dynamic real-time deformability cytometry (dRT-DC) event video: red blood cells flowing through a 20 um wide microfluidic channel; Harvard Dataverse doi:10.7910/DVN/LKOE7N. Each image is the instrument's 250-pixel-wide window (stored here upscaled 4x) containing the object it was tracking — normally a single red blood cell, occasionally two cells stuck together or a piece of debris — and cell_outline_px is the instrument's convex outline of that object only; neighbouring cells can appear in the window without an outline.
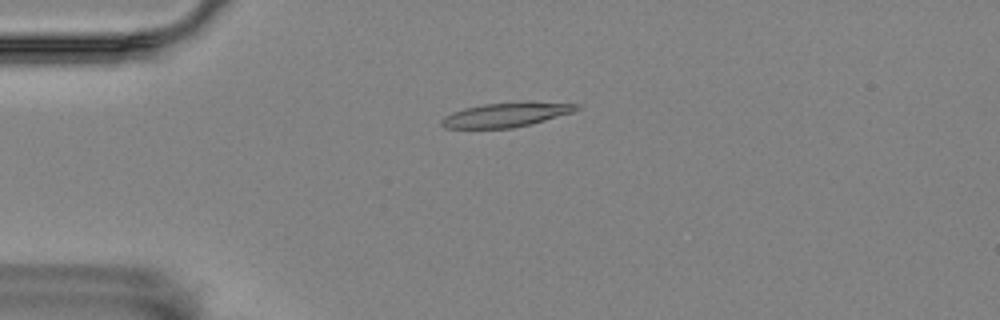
{"species": "Egyptian fruit bat (a non-hibernating species)", "species_latin": "Rousettus aegyptiacus", "temperature_condition": "room temperature", "stored_images_in_passage": 57, "camera_frame_rate_fps": 3000, "um_per_image_px": 0.085, "animal": {"sex": "female"}, "frame": {"image": 1, "passage_image": 14, "time_ms": 4.333, "image_size_px": [1000, 320], "cell_outline_px": [[580, 108], [572, 112], [532, 124], [512, 128], [444, 128], [440, 124], [440, 120], [444, 116], [452, 112], [464, 108], [484, 104], [524, 100], [528, 100], [580, 104]], "centroid_in_image_um": [43.04, 9.73], "position_along_channel_um": 42.0, "area_um2": 19.65}}
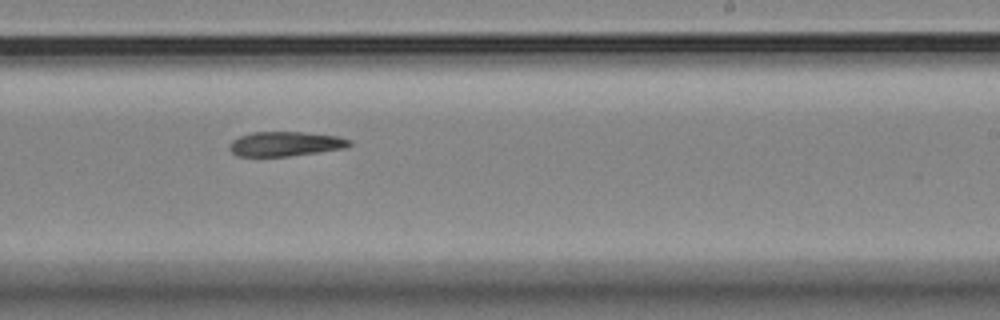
{"frame": {"image": 2, "passage_image": 35, "time_ms": 11.333, "image_size_px": [1000, 320], "cell_outline_px": [[352, 144], [344, 148], [288, 156], [236, 156], [228, 148], [228, 144], [232, 140], [240, 136], [252, 132], [300, 132], [336, 136], [352, 140]], "centroid_in_image_um": [24.21, 12.23], "position_along_channel_um": 264.8, "area_um2": 17.05}}
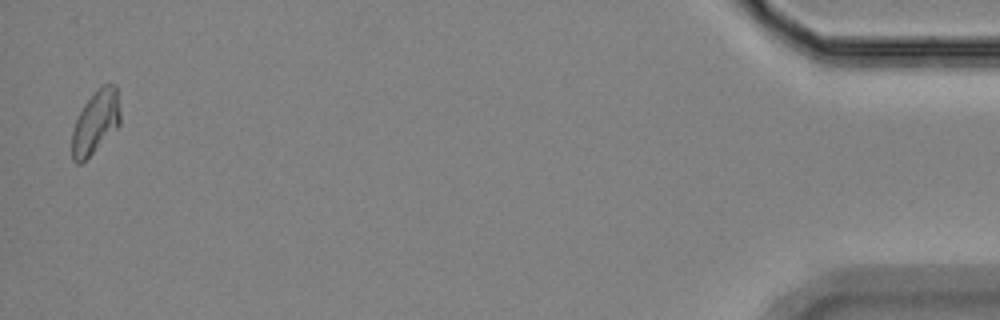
{"frame": {"image": 3, "passage_image": 56, "time_ms": 18.333, "image_size_px": [1000, 320], "cell_outline_px": [[120, 124], [80, 164], [76, 164], [72, 160], [72, 132], [76, 120], [84, 104], [100, 84], [116, 84], [120, 112]], "centroid_in_image_um": [8.12, 10.34], "position_along_channel_um": 427.1, "area_um2": 17.51}, "authors_computed_cell_mechanics": {"area_um2": 18.0914, "velocity_mm_per_s": 3.5309, "shape_relaxation_time_tau1_ms": null, "shape_relaxation_time_tau2_ms": 5.2022, "deformation_change_tau1": null, "deformation_change_tau2": 0.1593}}